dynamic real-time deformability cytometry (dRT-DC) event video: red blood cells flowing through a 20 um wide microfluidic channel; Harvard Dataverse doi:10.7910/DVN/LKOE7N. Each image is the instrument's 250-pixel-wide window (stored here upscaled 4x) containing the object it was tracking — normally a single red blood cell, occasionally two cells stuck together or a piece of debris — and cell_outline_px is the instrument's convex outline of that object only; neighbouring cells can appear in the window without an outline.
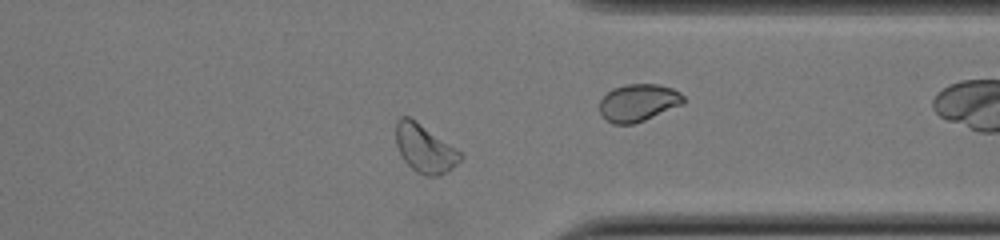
{"species": "common noctule bat (a hibernating species)", "species_latin": "Nyctalus noctula", "temperature_condition": "cold", "stored_images_in_passage": 43, "camera_frame_rate_fps": 3000, "um_per_image_px": 0.085, "animal": {"sex": "female", "body_mass_g": 22.0, "forearm_length_mm": 56.7}, "frame": {"image": 1, "passage_image": 31, "time_ms": 10.0, "image_size_px": [1000, 240], "cell_outline_px": [[464, 156], [448, 172], [440, 176], [424, 176], [416, 172], [404, 160], [396, 144], [396, 120], [400, 116], [408, 116], [416, 120], [456, 148]], "centroid_in_image_um": [36.1, 12.62], "position_along_channel_um": 375.3, "area_um2": 18.15}, "authors_computed_cell_mechanics": {"area_um2": 17.2822, "velocity_mm_per_s": 3.9507, "shape_relaxation_time_tau1_ms": 3.3507, "shape_relaxation_time_tau2_ms": null, "deformation_change_tau1": 0.1002, "deformation_change_tau2": null}}